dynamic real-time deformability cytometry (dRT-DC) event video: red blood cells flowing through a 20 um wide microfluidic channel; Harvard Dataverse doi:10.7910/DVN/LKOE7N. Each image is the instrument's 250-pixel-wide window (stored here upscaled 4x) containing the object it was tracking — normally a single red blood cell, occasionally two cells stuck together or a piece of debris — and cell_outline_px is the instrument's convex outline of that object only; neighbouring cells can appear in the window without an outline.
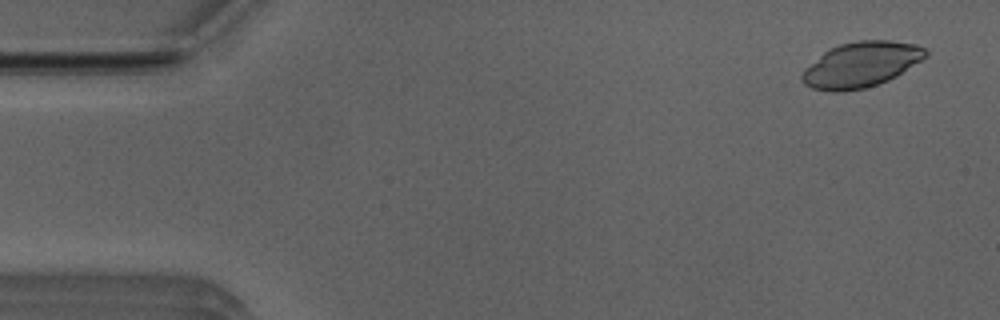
{"species": "Egyptian fruit bat (a non-hibernating species)", "species_latin": "Rousettus aegyptiacus", "temperature_condition": "room temperature", "stored_images_in_passage": 16, "camera_frame_rate_fps": 3000, "um_per_image_px": 0.085, "animal": {"sex": "male"}, "frame": {"image": 1, "passage_image": 3, "time_ms": 0.667, "image_size_px": [1000, 320], "cell_outline_px": [[928, 56], [896, 76], [888, 80], [864, 88], [844, 92], [832, 92], [812, 88], [804, 84], [800, 80], [800, 76], [804, 68], [828, 48], [840, 44], [856, 40], [888, 40], [916, 44], [924, 48], [928, 52]], "centroid_in_image_um": [73.15, 5.49], "position_along_channel_um": 11.8, "area_um2": 32.83}}